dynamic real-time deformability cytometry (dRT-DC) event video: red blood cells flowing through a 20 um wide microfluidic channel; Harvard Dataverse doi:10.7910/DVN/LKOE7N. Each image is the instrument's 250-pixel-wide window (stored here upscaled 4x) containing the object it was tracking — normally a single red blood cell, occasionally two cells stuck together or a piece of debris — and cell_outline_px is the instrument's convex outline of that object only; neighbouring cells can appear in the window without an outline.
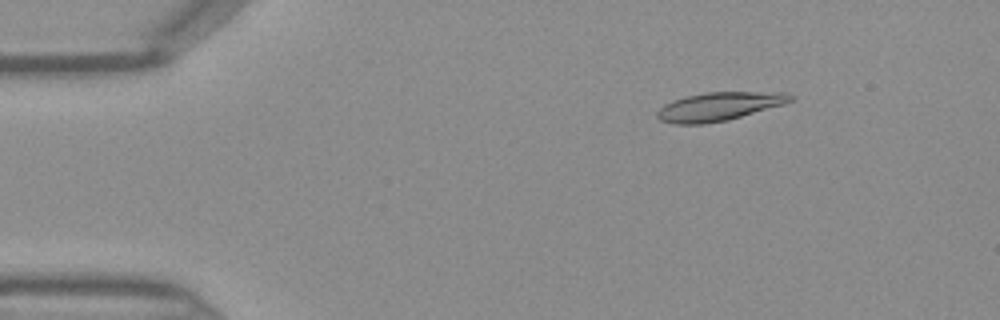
{"species": "Egyptian fruit bat (a non-hibernating species)", "species_latin": "Rousettus aegyptiacus", "temperature_condition": "warm", "stored_images_in_passage": 46, "camera_frame_rate_fps": 3000, "um_per_image_px": 0.085, "frame": {"image": 1, "passage_image": 7, "time_ms": 2.0, "image_size_px": [1000, 320], "cell_outline_px": [[796, 96], [792, 100], [784, 104], [728, 120], [704, 124], [676, 124], [660, 120], [656, 116], [656, 112], [664, 104], [672, 100], [684, 96], [704, 92], [788, 92]], "centroid_in_image_um": [61.12, 9.04], "position_along_channel_um": 23.9, "area_um2": 22.31}}
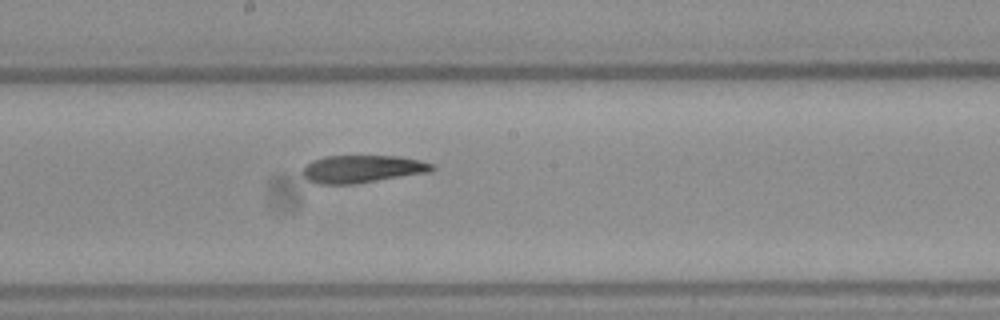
{"frame": {"image": 2, "passage_image": 25, "time_ms": 8.0, "image_size_px": [1000, 320], "cell_outline_px": [[436, 168], [432, 172], [356, 184], [316, 184], [308, 180], [300, 172], [312, 160], [324, 156], [396, 156], [420, 160], [432, 164]], "centroid_in_image_um": [30.8, 14.37], "position_along_channel_um": 217.4, "area_um2": 21.04}}
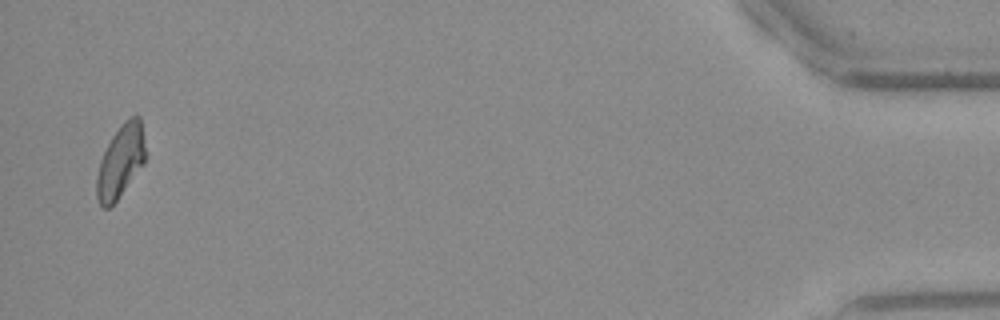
{"frame": {"image": 3, "passage_image": 45, "time_ms": 14.667, "image_size_px": [1000, 320], "cell_outline_px": [[144, 164], [116, 200], [108, 208], [104, 208], [100, 204], [96, 196], [96, 176], [100, 160], [112, 136], [120, 124], [128, 116], [140, 116], [144, 148]], "centroid_in_image_um": [10.22, 13.7], "position_along_channel_um": 425.0, "area_um2": 20.35}}